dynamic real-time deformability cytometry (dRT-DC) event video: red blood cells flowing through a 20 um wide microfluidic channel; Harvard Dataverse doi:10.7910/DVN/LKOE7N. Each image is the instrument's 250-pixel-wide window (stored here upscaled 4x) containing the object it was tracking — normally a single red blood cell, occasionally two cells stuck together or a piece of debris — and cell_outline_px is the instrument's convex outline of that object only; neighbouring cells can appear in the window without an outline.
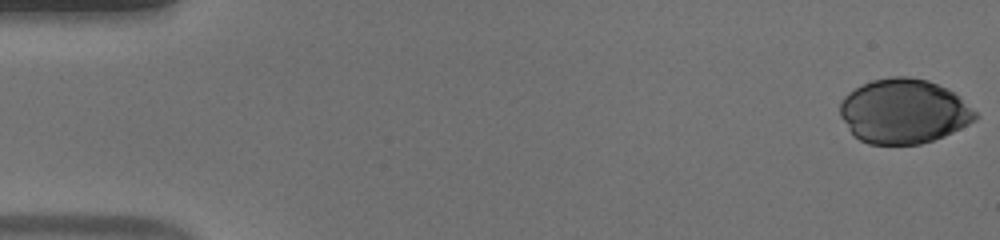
{"species": "human", "species_latin": "Homo sapiens", "temperature_condition": "warm", "stored_images_in_passage": 47, "camera_frame_rate_fps": 3000, "um_per_image_px": 0.085, "donor": {"sex": "male"}, "frame": {"image": 1, "passage_image": 1, "time_ms": 0.0, "image_size_px": [1000, 240], "cell_outline_px": [[980, 116], [976, 120], [944, 136], [920, 144], [868, 144], [852, 136], [840, 116], [840, 100], [848, 92], [872, 80], [892, 76], [908, 76], [928, 80], [960, 96]], "centroid_in_image_um": [76.79, 9.46], "position_along_channel_um": 8.2, "area_um2": 51.04}}
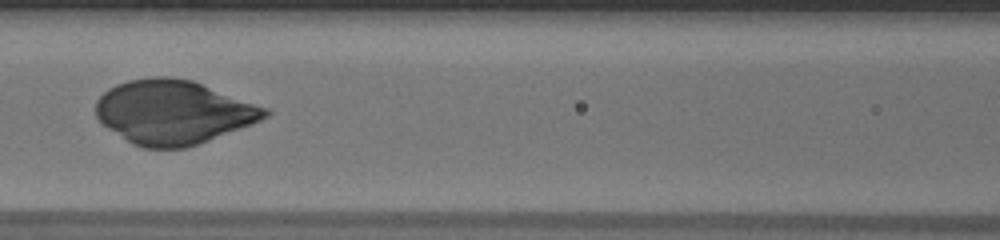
{"frame": {"image": 2, "passage_image": 24, "time_ms": 7.667, "image_size_px": [1000, 240], "cell_outline_px": [[272, 112], [268, 116], [252, 124], [200, 144], [184, 148], [144, 148], [132, 144], [108, 128], [96, 116], [96, 100], [108, 88], [116, 84], [128, 80], [156, 76], [168, 76], [192, 80], [268, 108]], "centroid_in_image_um": [14.74, 9.53], "position_along_channel_um": 151.9, "area_um2": 63.06}}
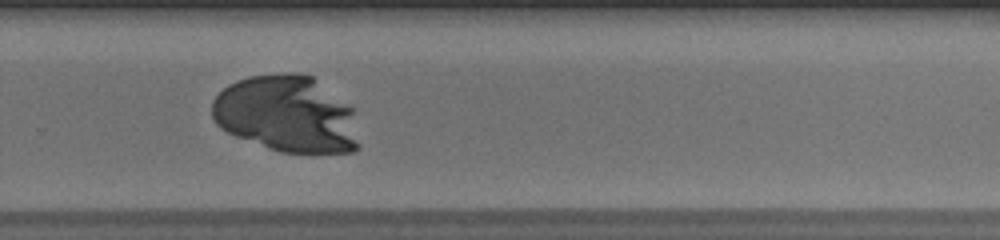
{"frame": {"image": 3, "passage_image": 36, "time_ms": 11.667, "image_size_px": [1000, 240], "cell_outline_px": [[360, 148], [356, 152], [280, 152], [268, 148], [236, 136], [220, 128], [216, 124], [212, 116], [212, 100], [228, 84], [236, 80], [252, 76], [288, 72], [300, 72], [312, 76], [348, 104], [352, 108]], "centroid_in_image_um": [24.36, 9.69], "position_along_channel_um": 305.4, "area_um2": 65.83}}